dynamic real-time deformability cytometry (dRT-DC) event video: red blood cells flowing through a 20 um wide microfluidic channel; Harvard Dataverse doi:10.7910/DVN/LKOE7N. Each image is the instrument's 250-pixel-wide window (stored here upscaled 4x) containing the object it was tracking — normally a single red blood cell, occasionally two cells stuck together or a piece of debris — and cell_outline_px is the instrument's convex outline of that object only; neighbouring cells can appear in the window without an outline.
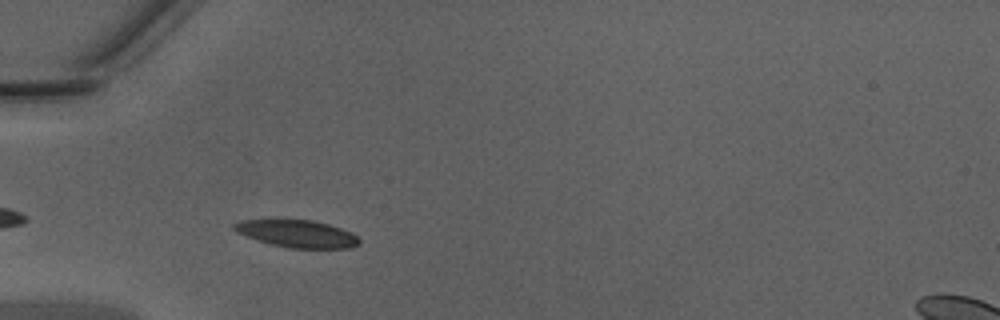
{"species": "Egyptian fruit bat (a non-hibernating species)", "species_latin": "Rousettus aegyptiacus", "temperature_condition": "warm", "stored_images_in_passage": 35, "camera_frame_rate_fps": 3000, "um_per_image_px": 0.085, "animal": {"sex": "male"}, "frame": {"image": 1, "passage_image": 3, "time_ms": 0.667, "image_size_px": [1000, 320], "cell_outline_px": [[360, 244], [352, 248], [288, 248], [256, 240], [236, 232], [232, 228], [232, 224], [240, 220], [276, 216], [312, 220], [328, 224], [352, 232], [360, 240]], "centroid_in_image_um": [25.17, 19.81], "position_along_channel_um": 59.8, "area_um2": 20.98}}
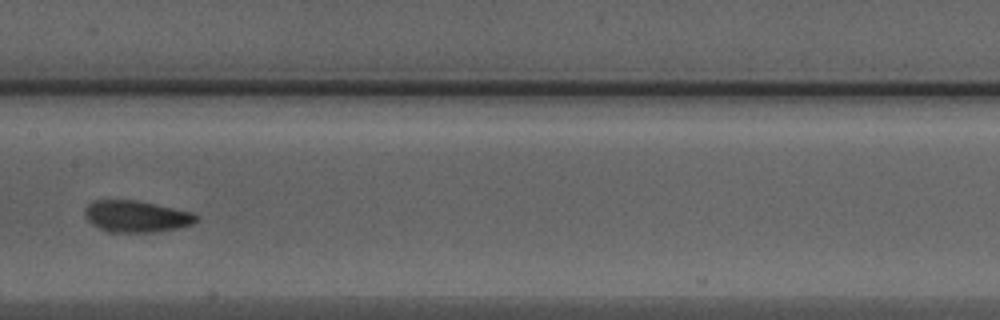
{"frame": {"image": 2, "passage_image": 13, "time_ms": 4.0, "image_size_px": [1000, 320], "cell_outline_px": [[196, 220], [192, 224], [180, 228], [156, 232], [108, 232], [92, 224], [84, 216], [84, 208], [92, 200], [136, 200], [156, 204], [192, 212], [196, 216]], "centroid_in_image_um": [11.55, 18.39], "position_along_channel_um": 195.8, "area_um2": 20.58}}
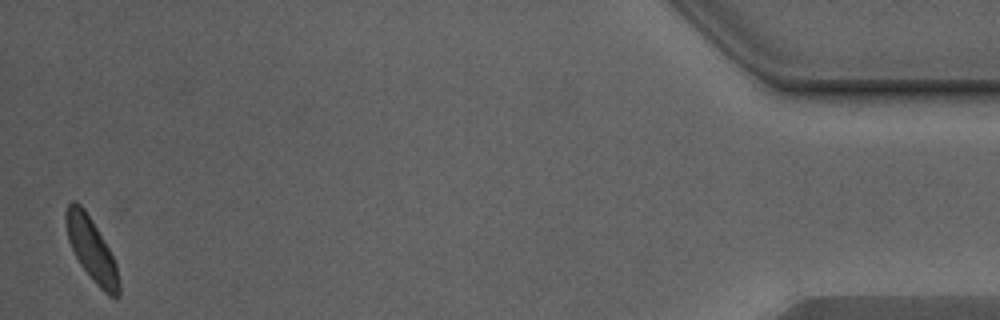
{"frame": {"image": 3, "passage_image": 35, "time_ms": 11.333, "image_size_px": [1000, 320], "cell_outline_px": [[120, 296], [108, 296], [96, 284], [80, 264], [68, 240], [64, 224], [64, 212], [68, 204], [72, 200], [76, 200], [84, 208], [108, 248], [116, 264], [120, 284]], "centroid_in_image_um": [7.75, 21.18], "position_along_channel_um": 427.5, "area_um2": 19.36}, "authors_computed_cell_mechanics": {"area_um2": 20.2878, "velocity_mm_per_s": 4.3053, "shape_relaxation_time_tau1_ms": 2.9116, "shape_relaxation_time_tau2_ms": 2.04, "deformation_change_tau1": 0.1276, "deformation_change_tau2": 0.0747}}